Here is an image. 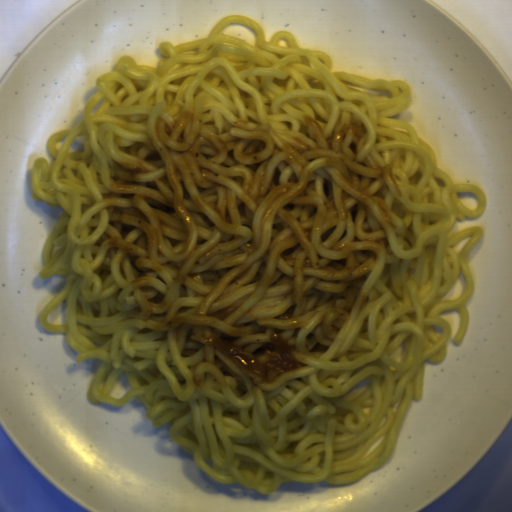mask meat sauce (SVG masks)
Returning a JSON list of instances; mask_svg holds the SVG:
<instances>
[{
    "label": "meat sauce",
    "mask_w": 512,
    "mask_h": 512,
    "mask_svg": "<svg viewBox=\"0 0 512 512\" xmlns=\"http://www.w3.org/2000/svg\"><path fill=\"white\" fill-rule=\"evenodd\" d=\"M191 339L215 349L257 383L273 382L278 377L301 368L299 349L279 332L270 335L273 346L266 349V360L254 356L233 342L217 335L202 338L197 334L192 335Z\"/></svg>",
    "instance_id": "obj_1"
}]
</instances>
